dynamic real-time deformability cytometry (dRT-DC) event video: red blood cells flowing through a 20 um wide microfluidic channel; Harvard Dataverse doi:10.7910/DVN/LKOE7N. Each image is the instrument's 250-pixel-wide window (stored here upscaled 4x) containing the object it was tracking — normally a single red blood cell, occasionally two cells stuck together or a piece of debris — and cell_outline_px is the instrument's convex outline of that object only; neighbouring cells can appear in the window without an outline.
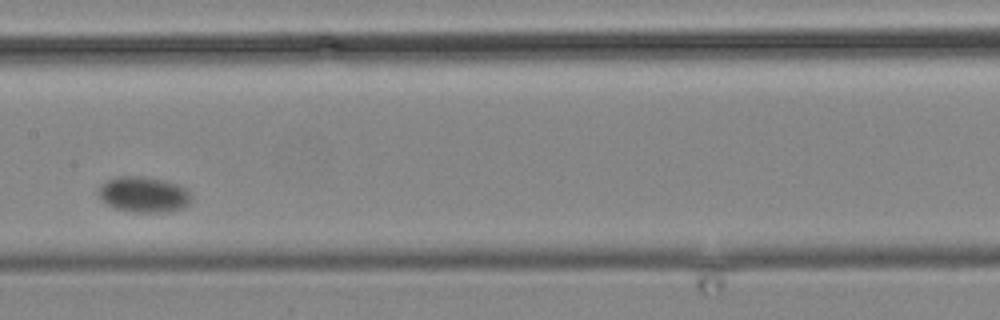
{"species": "common noctule bat (a hibernating species)", "species_latin": "Nyctalus noctula", "temperature_condition": "cold", "stored_images_in_passage": 10, "camera_frame_rate_fps": 3000, "um_per_image_px": 0.085, "animal": {"sex": "male", "body_mass_g": 19.2, "forearm_length_mm": 51.8}, "frame": {"image": 1, "passage_image": 9, "time_ms": 9.667, "image_size_px": [1000, 320], "cell_outline_px": [[192, 196], [188, 204], [184, 208], [164, 212], [136, 212], [112, 208], [104, 204], [100, 200], [96, 192], [100, 184], [116, 176], [140, 176], [164, 180], [188, 188]], "centroid_in_image_um": [12.17, 16.53], "position_along_channel_um": 195.2, "area_um2": 19.71}}